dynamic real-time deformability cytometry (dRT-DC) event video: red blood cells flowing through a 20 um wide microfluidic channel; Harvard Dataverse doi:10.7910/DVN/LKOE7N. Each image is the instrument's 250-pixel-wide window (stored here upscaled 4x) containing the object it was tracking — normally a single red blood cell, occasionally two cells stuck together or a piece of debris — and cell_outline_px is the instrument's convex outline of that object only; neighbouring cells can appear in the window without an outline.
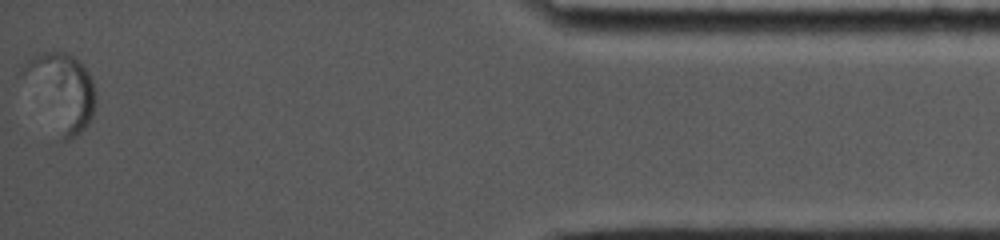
{"species": "common noctule bat (a hibernating species)", "species_latin": "Nyctalus noctula", "temperature_condition": "cold", "stored_images_in_passage": 40, "segment_of_instrument_passage": [2, 2], "camera_frame_rate_fps": 5000, "um_per_image_px": 0.085, "animal": {"sex": "female", "body_mass_g": 19.0, "forearm_length_mm": 53.3}, "frame": {"image": 1, "passage_image": 40, "time_ms": 16.2, "image_size_px": [1000, 240], "cell_outline_px": [[96, 100], [92, 116], [88, 124], [80, 132], [68, 140], [60, 140], [16, 76], [20, 68], [32, 56], [44, 52], [64, 52], [72, 56], [88, 72], [92, 80], [96, 92]], "centroid_in_image_um": [5.09, 7.77], "position_along_channel_um": 430.1, "area_um2": 33.35}}